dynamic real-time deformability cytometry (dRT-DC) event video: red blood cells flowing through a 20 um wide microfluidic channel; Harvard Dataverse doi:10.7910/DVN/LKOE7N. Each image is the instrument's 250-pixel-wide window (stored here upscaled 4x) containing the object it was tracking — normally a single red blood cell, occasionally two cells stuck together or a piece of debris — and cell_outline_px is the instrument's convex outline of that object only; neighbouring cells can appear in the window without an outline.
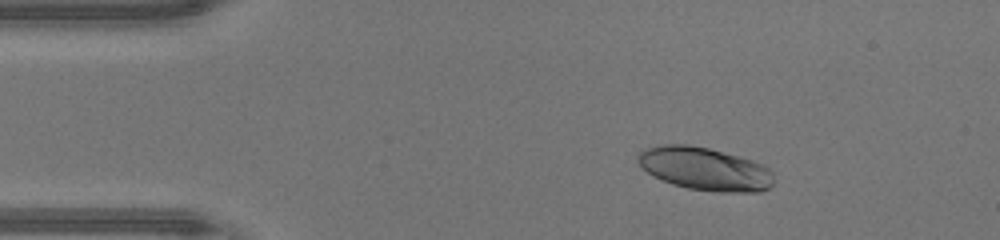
{"species": "human", "species_latin": "Homo sapiens", "temperature_condition": "warm", "stored_images_in_passage": 47, "segment_of_instrument_passage": [1, 2], "camera_frame_rate_fps": 3000, "um_per_image_px": 0.085, "donor": {"sex": "male"}, "frame": {"image": 1, "passage_image": 7, "time_ms": 2.0, "image_size_px": [1000, 240], "cell_outline_px": [[772, 184], [768, 188], [760, 192], [716, 192], [688, 188], [672, 184], [640, 168], [636, 160], [636, 152], [644, 148], [660, 144], [688, 144], [708, 148], [752, 160], [764, 164], [772, 172]], "centroid_in_image_um": [59.86, 14.34], "position_along_channel_um": 25.1, "area_um2": 34.28}}
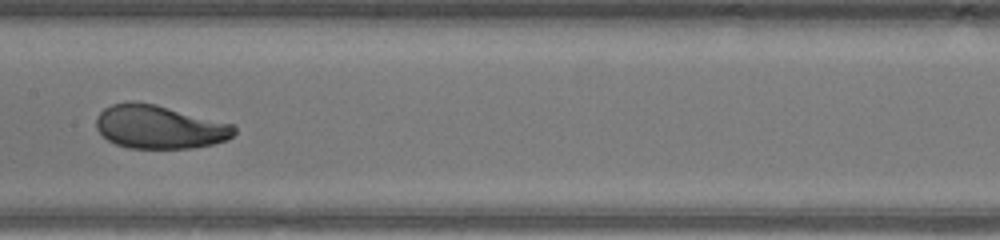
{"frame": {"image": 2, "passage_image": 23, "time_ms": 7.333, "image_size_px": [1000, 240], "cell_outline_px": [[236, 132], [228, 140], [196, 148], [128, 148], [116, 144], [108, 140], [96, 128], [96, 116], [104, 108], [112, 104], [128, 100], [136, 100], [156, 104], [232, 124], [236, 128]], "centroid_in_image_um": [13.53, 10.78], "position_along_channel_um": 193.9, "area_um2": 35.2}}
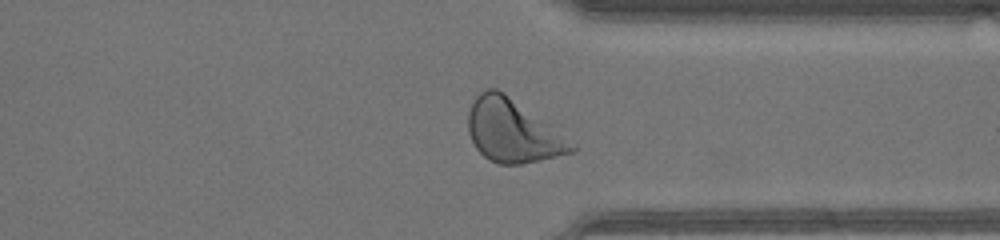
{"frame": {"image": 3, "passage_image": 35, "time_ms": 11.333, "image_size_px": [1000, 240], "cell_outline_px": [[576, 152], [520, 164], [500, 164], [488, 160], [476, 148], [468, 132], [468, 112], [476, 96], [480, 92], [488, 88], [496, 88], [504, 92], [576, 148]], "centroid_in_image_um": [43.47, 11.15], "position_along_channel_um": 367.9, "area_um2": 36.47}}